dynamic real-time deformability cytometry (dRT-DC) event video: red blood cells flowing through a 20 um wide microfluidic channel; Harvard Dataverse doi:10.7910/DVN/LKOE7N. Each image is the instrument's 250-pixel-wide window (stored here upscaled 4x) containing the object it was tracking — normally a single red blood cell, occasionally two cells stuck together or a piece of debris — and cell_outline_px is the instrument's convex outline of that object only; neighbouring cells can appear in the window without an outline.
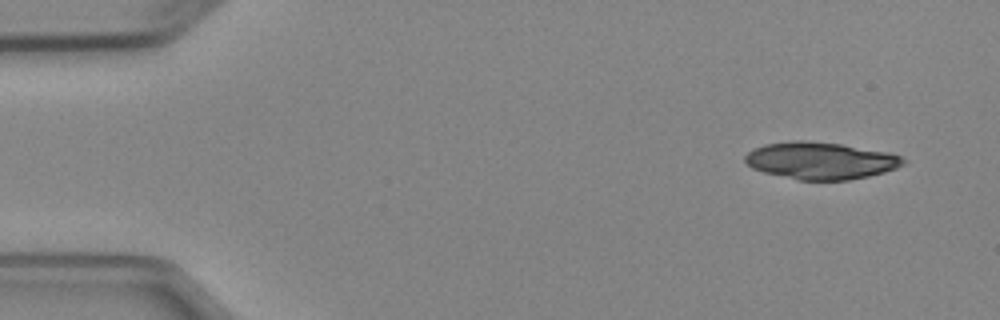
{"species": "Egyptian fruit bat (a non-hibernating species)", "species_latin": "Rousettus aegyptiacus", "temperature_condition": "cold", "stored_images_in_passage": 4, "camera_frame_rate_fps": 3000, "um_per_image_px": 0.085, "animal": {"sex": "female"}, "frame": {"image": 1, "passage_image": 1, "time_ms": 0.0, "image_size_px": [1000, 320], "cell_outline_px": [[908, 164], [884, 172], [868, 176], [848, 180], [800, 180], [764, 172], [752, 168], [744, 160], [744, 156], [748, 152], [764, 144], [792, 140], [808, 140], [840, 144], [888, 152], [900, 156]], "centroid_in_image_um": [69.76, 13.65], "position_along_channel_um": 15.2, "area_um2": 34.16}}